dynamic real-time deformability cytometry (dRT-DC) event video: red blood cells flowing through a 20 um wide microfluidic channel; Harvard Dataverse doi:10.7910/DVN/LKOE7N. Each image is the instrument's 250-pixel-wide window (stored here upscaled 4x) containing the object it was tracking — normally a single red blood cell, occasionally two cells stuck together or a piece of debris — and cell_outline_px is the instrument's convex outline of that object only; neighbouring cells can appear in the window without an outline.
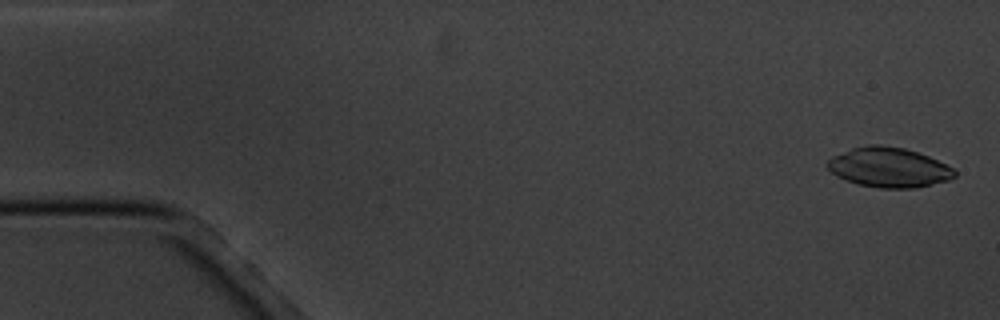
{"species": "common noctule bat (a hibernating species)", "species_latin": "Nyctalus noctula", "temperature_condition": "cold", "stored_images_in_passage": 5, "camera_frame_rate_fps": 3000, "um_per_image_px": 0.085, "animal": {"sex": "male", "body_mass_g": 20.1, "forearm_length_mm": 53.5}, "frame": {"image": 1, "passage_image": 1, "time_ms": 0.0, "image_size_px": [1000, 320], "cell_outline_px": [[956, 176], [948, 180], [916, 188], [880, 188], [856, 184], [836, 176], [824, 164], [832, 156], [852, 148], [868, 144], [880, 144], [904, 148], [928, 156], [952, 168], [956, 172]], "centroid_in_image_um": [75.51, 14.23], "position_along_channel_um": 9.5, "area_um2": 29.48}}